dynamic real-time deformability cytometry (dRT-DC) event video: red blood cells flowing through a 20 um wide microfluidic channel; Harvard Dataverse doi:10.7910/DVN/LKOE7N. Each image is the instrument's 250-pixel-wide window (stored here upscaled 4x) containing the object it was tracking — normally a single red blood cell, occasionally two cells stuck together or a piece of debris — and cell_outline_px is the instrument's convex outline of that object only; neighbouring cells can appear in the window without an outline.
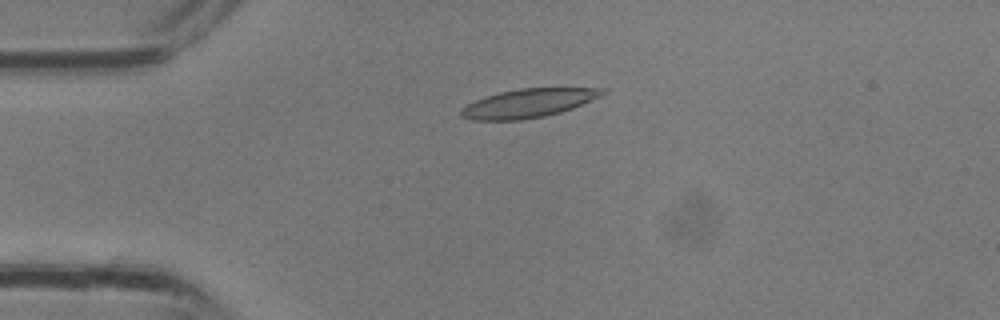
{"species": "common noctule bat (a hibernating species)", "species_latin": "Nyctalus noctula", "temperature_condition": "room temperature", "stored_images_in_passage": 4, "camera_frame_rate_fps": 3000, "um_per_image_px": 0.085, "animal": {"sex": "male", "body_mass_g": 13.3}, "frame": {"image": 1, "passage_image": 3, "time_ms": 0.667, "image_size_px": [1000, 320], "cell_outline_px": [[608, 92], [600, 96], [572, 108], [560, 112], [544, 116], [520, 120], [472, 120], [460, 116], [460, 108], [476, 100], [500, 92], [520, 88], [604, 88]], "centroid_in_image_um": [44.89, 8.77], "position_along_channel_um": 40.1, "area_um2": 23.41}}
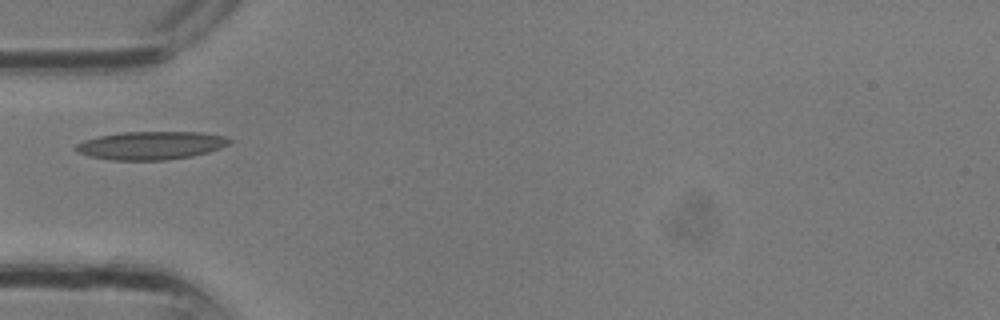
{"frame": {"image": 2, "passage_image": 4, "time_ms": 1.0, "image_size_px": [1000, 320], "cell_outline_px": [[232, 140], [228, 144], [220, 148], [208, 152], [192, 156], [168, 160], [112, 160], [88, 156], [76, 152], [72, 148], [76, 144], [84, 140], [100, 136], [124, 132], [200, 132], [228, 136]], "centroid_in_image_um": [12.82, 12.36], "position_along_channel_um": 72.2, "area_um2": 25.37}}